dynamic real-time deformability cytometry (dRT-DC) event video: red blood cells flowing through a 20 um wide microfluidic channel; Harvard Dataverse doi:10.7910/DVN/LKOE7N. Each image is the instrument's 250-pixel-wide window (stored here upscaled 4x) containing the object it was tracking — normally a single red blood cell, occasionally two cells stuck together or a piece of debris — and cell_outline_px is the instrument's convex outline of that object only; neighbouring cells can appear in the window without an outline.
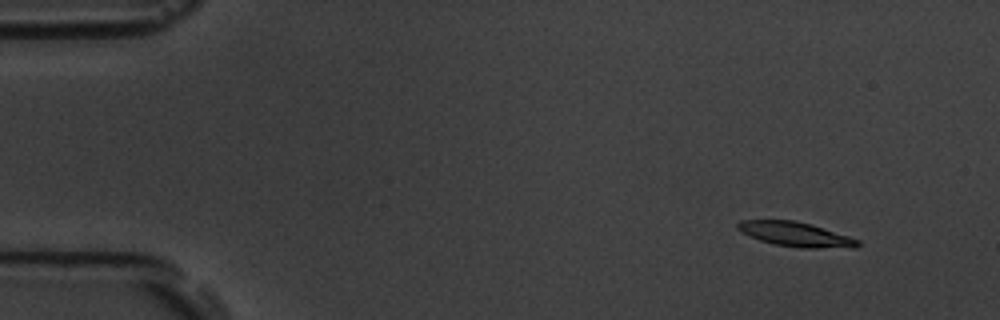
{"species": "common noctule bat (a hibernating species)", "species_latin": "Nyctalus noctula", "temperature_condition": "room temperature", "stored_images_in_passage": 8, "camera_frame_rate_fps": 3000, "um_per_image_px": 0.085, "animal": {"sex": "male", "body_mass_g": 19.5, "forearm_length_mm": 54.6}, "frame": {"image": 1, "passage_image": 1, "time_ms": 0.0, "image_size_px": [1000, 320], "cell_outline_px": [[860, 244], [856, 248], [800, 248], [776, 244], [760, 240], [740, 232], [736, 228], [736, 224], [740, 220], [796, 220], [812, 224], [860, 240]], "centroid_in_image_um": [67.63, 19.91], "position_along_channel_um": 17.4, "area_um2": 17.28}}
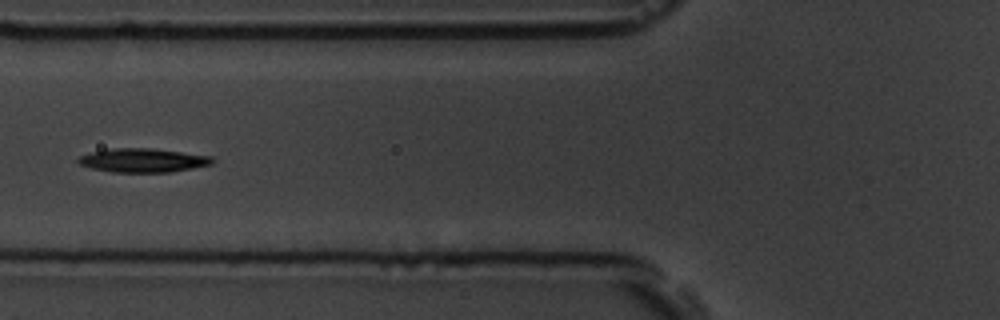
{"frame": {"image": 2, "passage_image": 6, "time_ms": 5.667, "image_size_px": [1000, 320], "cell_outline_px": [[212, 164], [172, 172], [112, 172], [92, 168], [76, 164], [76, 160], [80, 156], [92, 152], [112, 148], [152, 148], [212, 156]], "centroid_in_image_um": [12.11, 13.63], "position_along_channel_um": 113.7, "area_um2": 18.61}}
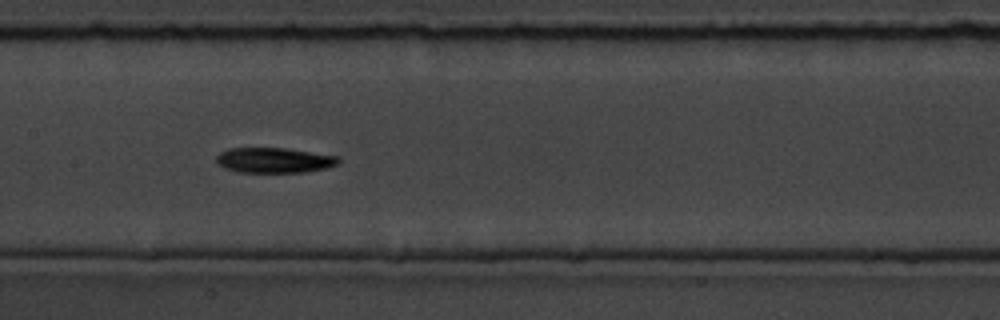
{"frame": {"image": 3, "passage_image": 8, "time_ms": 7.667, "image_size_px": [1000, 320], "cell_outline_px": [[340, 164], [324, 168], [304, 172], [240, 172], [224, 168], [216, 164], [216, 156], [220, 152], [228, 148], [284, 148], [340, 156]], "centroid_in_image_um": [23.29, 13.61], "position_along_channel_um": 184.1, "area_um2": 18.03}}